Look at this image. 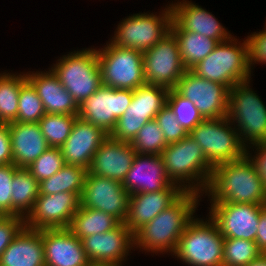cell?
Here are the masks:
<instances>
[{
    "instance_id": "ac0fdd59",
    "label": "cell",
    "mask_w": 266,
    "mask_h": 266,
    "mask_svg": "<svg viewBox=\"0 0 266 266\" xmlns=\"http://www.w3.org/2000/svg\"><path fill=\"white\" fill-rule=\"evenodd\" d=\"M81 242L91 264L122 266L134 249V234L120 223L111 231L87 236Z\"/></svg>"
},
{
    "instance_id": "9a60e30c",
    "label": "cell",
    "mask_w": 266,
    "mask_h": 266,
    "mask_svg": "<svg viewBox=\"0 0 266 266\" xmlns=\"http://www.w3.org/2000/svg\"><path fill=\"white\" fill-rule=\"evenodd\" d=\"M81 206L98 209L124 223L128 215L130 194L122 183L87 172Z\"/></svg>"
},
{
    "instance_id": "d6a6232c",
    "label": "cell",
    "mask_w": 266,
    "mask_h": 266,
    "mask_svg": "<svg viewBox=\"0 0 266 266\" xmlns=\"http://www.w3.org/2000/svg\"><path fill=\"white\" fill-rule=\"evenodd\" d=\"M78 115L46 113L38 122L49 147L60 148L71 133Z\"/></svg>"
},
{
    "instance_id": "b9f144b4",
    "label": "cell",
    "mask_w": 266,
    "mask_h": 266,
    "mask_svg": "<svg viewBox=\"0 0 266 266\" xmlns=\"http://www.w3.org/2000/svg\"><path fill=\"white\" fill-rule=\"evenodd\" d=\"M246 41L250 71L253 70L252 67L256 63L266 64V31L251 33V35L246 37Z\"/></svg>"
},
{
    "instance_id": "d6986e66",
    "label": "cell",
    "mask_w": 266,
    "mask_h": 266,
    "mask_svg": "<svg viewBox=\"0 0 266 266\" xmlns=\"http://www.w3.org/2000/svg\"><path fill=\"white\" fill-rule=\"evenodd\" d=\"M108 136L101 127L77 118L69 137L60 147L65 164L88 170L95 152Z\"/></svg>"
},
{
    "instance_id": "cb8c5ba5",
    "label": "cell",
    "mask_w": 266,
    "mask_h": 266,
    "mask_svg": "<svg viewBox=\"0 0 266 266\" xmlns=\"http://www.w3.org/2000/svg\"><path fill=\"white\" fill-rule=\"evenodd\" d=\"M172 20L182 29L188 32L198 33L223 42L233 35L214 17L212 13L191 1H178L170 4Z\"/></svg>"
},
{
    "instance_id": "ba28073f",
    "label": "cell",
    "mask_w": 266,
    "mask_h": 266,
    "mask_svg": "<svg viewBox=\"0 0 266 266\" xmlns=\"http://www.w3.org/2000/svg\"><path fill=\"white\" fill-rule=\"evenodd\" d=\"M102 85L116 89L135 90L146 83L143 52L121 48L111 42L96 49Z\"/></svg>"
},
{
    "instance_id": "74e56055",
    "label": "cell",
    "mask_w": 266,
    "mask_h": 266,
    "mask_svg": "<svg viewBox=\"0 0 266 266\" xmlns=\"http://www.w3.org/2000/svg\"><path fill=\"white\" fill-rule=\"evenodd\" d=\"M65 165L60 148L49 147L26 169L41 182L50 178Z\"/></svg>"
},
{
    "instance_id": "9c48e42d",
    "label": "cell",
    "mask_w": 266,
    "mask_h": 266,
    "mask_svg": "<svg viewBox=\"0 0 266 266\" xmlns=\"http://www.w3.org/2000/svg\"><path fill=\"white\" fill-rule=\"evenodd\" d=\"M232 126L227 116L203 119L188 134L202 148L213 167L220 163L239 160L246 155V147L240 141L238 131Z\"/></svg>"
},
{
    "instance_id": "f546056e",
    "label": "cell",
    "mask_w": 266,
    "mask_h": 266,
    "mask_svg": "<svg viewBox=\"0 0 266 266\" xmlns=\"http://www.w3.org/2000/svg\"><path fill=\"white\" fill-rule=\"evenodd\" d=\"M120 222L113 216L98 209L80 205L68 229L80 240L93 234H101L116 228Z\"/></svg>"
},
{
    "instance_id": "d4e9b609",
    "label": "cell",
    "mask_w": 266,
    "mask_h": 266,
    "mask_svg": "<svg viewBox=\"0 0 266 266\" xmlns=\"http://www.w3.org/2000/svg\"><path fill=\"white\" fill-rule=\"evenodd\" d=\"M25 74L42 100L45 113L78 115L79 105L63 87L52 69L35 73L28 71Z\"/></svg>"
},
{
    "instance_id": "484cf974",
    "label": "cell",
    "mask_w": 266,
    "mask_h": 266,
    "mask_svg": "<svg viewBox=\"0 0 266 266\" xmlns=\"http://www.w3.org/2000/svg\"><path fill=\"white\" fill-rule=\"evenodd\" d=\"M11 136L13 164L18 168H27L49 145L41 132L39 123H8Z\"/></svg>"
},
{
    "instance_id": "bcb514c9",
    "label": "cell",
    "mask_w": 266,
    "mask_h": 266,
    "mask_svg": "<svg viewBox=\"0 0 266 266\" xmlns=\"http://www.w3.org/2000/svg\"><path fill=\"white\" fill-rule=\"evenodd\" d=\"M246 266H266V254L262 253L258 258L252 260Z\"/></svg>"
},
{
    "instance_id": "30bf717a",
    "label": "cell",
    "mask_w": 266,
    "mask_h": 266,
    "mask_svg": "<svg viewBox=\"0 0 266 266\" xmlns=\"http://www.w3.org/2000/svg\"><path fill=\"white\" fill-rule=\"evenodd\" d=\"M167 7V8H166ZM159 15L137 13L123 19L117 26L110 42L121 48L144 52L168 33L172 24L171 6H166Z\"/></svg>"
},
{
    "instance_id": "52a82bcc",
    "label": "cell",
    "mask_w": 266,
    "mask_h": 266,
    "mask_svg": "<svg viewBox=\"0 0 266 266\" xmlns=\"http://www.w3.org/2000/svg\"><path fill=\"white\" fill-rule=\"evenodd\" d=\"M57 62L50 69L78 105L102 86L96 49L69 52Z\"/></svg>"
},
{
    "instance_id": "4fadbf2b",
    "label": "cell",
    "mask_w": 266,
    "mask_h": 266,
    "mask_svg": "<svg viewBox=\"0 0 266 266\" xmlns=\"http://www.w3.org/2000/svg\"><path fill=\"white\" fill-rule=\"evenodd\" d=\"M133 99V90L102 85L79 105L78 118L110 134Z\"/></svg>"
},
{
    "instance_id": "e575fe53",
    "label": "cell",
    "mask_w": 266,
    "mask_h": 266,
    "mask_svg": "<svg viewBox=\"0 0 266 266\" xmlns=\"http://www.w3.org/2000/svg\"><path fill=\"white\" fill-rule=\"evenodd\" d=\"M131 145L136 153L146 155H161L167 146L163 131L155 119L143 125Z\"/></svg>"
},
{
    "instance_id": "8992f818",
    "label": "cell",
    "mask_w": 266,
    "mask_h": 266,
    "mask_svg": "<svg viewBox=\"0 0 266 266\" xmlns=\"http://www.w3.org/2000/svg\"><path fill=\"white\" fill-rule=\"evenodd\" d=\"M249 84L250 80L229 89L227 114L245 147L266 143V106Z\"/></svg>"
},
{
    "instance_id": "8fae6325",
    "label": "cell",
    "mask_w": 266,
    "mask_h": 266,
    "mask_svg": "<svg viewBox=\"0 0 266 266\" xmlns=\"http://www.w3.org/2000/svg\"><path fill=\"white\" fill-rule=\"evenodd\" d=\"M168 89L152 84H143L133 90V99L125 113L117 119L109 134L114 140L132 142L139 130L167 104Z\"/></svg>"
},
{
    "instance_id": "6da1fadb",
    "label": "cell",
    "mask_w": 266,
    "mask_h": 266,
    "mask_svg": "<svg viewBox=\"0 0 266 266\" xmlns=\"http://www.w3.org/2000/svg\"><path fill=\"white\" fill-rule=\"evenodd\" d=\"M201 194L185 191L172 205L134 233V248L151 253L175 252L188 223L195 217Z\"/></svg>"
},
{
    "instance_id": "f6af8a7d",
    "label": "cell",
    "mask_w": 266,
    "mask_h": 266,
    "mask_svg": "<svg viewBox=\"0 0 266 266\" xmlns=\"http://www.w3.org/2000/svg\"><path fill=\"white\" fill-rule=\"evenodd\" d=\"M255 243L258 249L266 254V205L261 209Z\"/></svg>"
},
{
    "instance_id": "4dcf8cb0",
    "label": "cell",
    "mask_w": 266,
    "mask_h": 266,
    "mask_svg": "<svg viewBox=\"0 0 266 266\" xmlns=\"http://www.w3.org/2000/svg\"><path fill=\"white\" fill-rule=\"evenodd\" d=\"M87 172L84 167L65 164L53 176L39 182V195L71 192L81 198Z\"/></svg>"
},
{
    "instance_id": "44dd1931",
    "label": "cell",
    "mask_w": 266,
    "mask_h": 266,
    "mask_svg": "<svg viewBox=\"0 0 266 266\" xmlns=\"http://www.w3.org/2000/svg\"><path fill=\"white\" fill-rule=\"evenodd\" d=\"M122 185L132 195L165 190L169 185L177 184L168 178L161 155L136 153Z\"/></svg>"
},
{
    "instance_id": "1f68e13d",
    "label": "cell",
    "mask_w": 266,
    "mask_h": 266,
    "mask_svg": "<svg viewBox=\"0 0 266 266\" xmlns=\"http://www.w3.org/2000/svg\"><path fill=\"white\" fill-rule=\"evenodd\" d=\"M26 80L25 73H0V123L17 119L20 88Z\"/></svg>"
},
{
    "instance_id": "7dc6e473",
    "label": "cell",
    "mask_w": 266,
    "mask_h": 266,
    "mask_svg": "<svg viewBox=\"0 0 266 266\" xmlns=\"http://www.w3.org/2000/svg\"><path fill=\"white\" fill-rule=\"evenodd\" d=\"M91 266H121V265L91 264Z\"/></svg>"
},
{
    "instance_id": "7a4b0ae2",
    "label": "cell",
    "mask_w": 266,
    "mask_h": 266,
    "mask_svg": "<svg viewBox=\"0 0 266 266\" xmlns=\"http://www.w3.org/2000/svg\"><path fill=\"white\" fill-rule=\"evenodd\" d=\"M205 193L210 203L266 205V188L246 155L216 165Z\"/></svg>"
},
{
    "instance_id": "7bdbcfd3",
    "label": "cell",
    "mask_w": 266,
    "mask_h": 266,
    "mask_svg": "<svg viewBox=\"0 0 266 266\" xmlns=\"http://www.w3.org/2000/svg\"><path fill=\"white\" fill-rule=\"evenodd\" d=\"M252 146L257 151L254 156L249 151ZM246 156L255 166L256 172L266 188V143H257L246 147Z\"/></svg>"
},
{
    "instance_id": "2e32d148",
    "label": "cell",
    "mask_w": 266,
    "mask_h": 266,
    "mask_svg": "<svg viewBox=\"0 0 266 266\" xmlns=\"http://www.w3.org/2000/svg\"><path fill=\"white\" fill-rule=\"evenodd\" d=\"M80 205L81 199L76 193L39 195L24 218L25 226L36 230L68 228Z\"/></svg>"
},
{
    "instance_id": "4316f807",
    "label": "cell",
    "mask_w": 266,
    "mask_h": 266,
    "mask_svg": "<svg viewBox=\"0 0 266 266\" xmlns=\"http://www.w3.org/2000/svg\"><path fill=\"white\" fill-rule=\"evenodd\" d=\"M0 266H45L42 229L24 226L3 251Z\"/></svg>"
},
{
    "instance_id": "5b68a950",
    "label": "cell",
    "mask_w": 266,
    "mask_h": 266,
    "mask_svg": "<svg viewBox=\"0 0 266 266\" xmlns=\"http://www.w3.org/2000/svg\"><path fill=\"white\" fill-rule=\"evenodd\" d=\"M208 219V220H207ZM224 237L216 223L193 218L182 233L173 256L190 266H223Z\"/></svg>"
},
{
    "instance_id": "ffe728a7",
    "label": "cell",
    "mask_w": 266,
    "mask_h": 266,
    "mask_svg": "<svg viewBox=\"0 0 266 266\" xmlns=\"http://www.w3.org/2000/svg\"><path fill=\"white\" fill-rule=\"evenodd\" d=\"M45 266H91L81 240L68 228L42 229Z\"/></svg>"
},
{
    "instance_id": "e0dca14e",
    "label": "cell",
    "mask_w": 266,
    "mask_h": 266,
    "mask_svg": "<svg viewBox=\"0 0 266 266\" xmlns=\"http://www.w3.org/2000/svg\"><path fill=\"white\" fill-rule=\"evenodd\" d=\"M265 205L211 203L209 216L224 238L255 241L261 209Z\"/></svg>"
},
{
    "instance_id": "60d3db41",
    "label": "cell",
    "mask_w": 266,
    "mask_h": 266,
    "mask_svg": "<svg viewBox=\"0 0 266 266\" xmlns=\"http://www.w3.org/2000/svg\"><path fill=\"white\" fill-rule=\"evenodd\" d=\"M24 226V217L0 216V258L3 251Z\"/></svg>"
},
{
    "instance_id": "7c38bea8",
    "label": "cell",
    "mask_w": 266,
    "mask_h": 266,
    "mask_svg": "<svg viewBox=\"0 0 266 266\" xmlns=\"http://www.w3.org/2000/svg\"><path fill=\"white\" fill-rule=\"evenodd\" d=\"M144 75L147 84L175 89L185 71L178 41L170 32L157 44L143 52Z\"/></svg>"
},
{
    "instance_id": "277c9868",
    "label": "cell",
    "mask_w": 266,
    "mask_h": 266,
    "mask_svg": "<svg viewBox=\"0 0 266 266\" xmlns=\"http://www.w3.org/2000/svg\"><path fill=\"white\" fill-rule=\"evenodd\" d=\"M201 78L217 82L231 89L234 85L251 80L246 39L238 42L232 36L218 43L215 49L190 69Z\"/></svg>"
},
{
    "instance_id": "836d02e7",
    "label": "cell",
    "mask_w": 266,
    "mask_h": 266,
    "mask_svg": "<svg viewBox=\"0 0 266 266\" xmlns=\"http://www.w3.org/2000/svg\"><path fill=\"white\" fill-rule=\"evenodd\" d=\"M261 254L255 241L224 238L223 266H246Z\"/></svg>"
},
{
    "instance_id": "d590c367",
    "label": "cell",
    "mask_w": 266,
    "mask_h": 266,
    "mask_svg": "<svg viewBox=\"0 0 266 266\" xmlns=\"http://www.w3.org/2000/svg\"><path fill=\"white\" fill-rule=\"evenodd\" d=\"M42 100L26 80L20 88L17 119L14 122L38 123L45 115Z\"/></svg>"
},
{
    "instance_id": "f35d334b",
    "label": "cell",
    "mask_w": 266,
    "mask_h": 266,
    "mask_svg": "<svg viewBox=\"0 0 266 266\" xmlns=\"http://www.w3.org/2000/svg\"><path fill=\"white\" fill-rule=\"evenodd\" d=\"M155 120L163 131L166 144L178 142L189 134L176 120L174 112L168 104L155 116Z\"/></svg>"
},
{
    "instance_id": "f1b7e54d",
    "label": "cell",
    "mask_w": 266,
    "mask_h": 266,
    "mask_svg": "<svg viewBox=\"0 0 266 266\" xmlns=\"http://www.w3.org/2000/svg\"><path fill=\"white\" fill-rule=\"evenodd\" d=\"M11 216L26 217L39 196V182L26 168H19L13 175Z\"/></svg>"
},
{
    "instance_id": "5bb4252c",
    "label": "cell",
    "mask_w": 266,
    "mask_h": 266,
    "mask_svg": "<svg viewBox=\"0 0 266 266\" xmlns=\"http://www.w3.org/2000/svg\"><path fill=\"white\" fill-rule=\"evenodd\" d=\"M175 90L189 99L204 119H217L228 114L229 89L186 70Z\"/></svg>"
},
{
    "instance_id": "8d00e7d4",
    "label": "cell",
    "mask_w": 266,
    "mask_h": 266,
    "mask_svg": "<svg viewBox=\"0 0 266 266\" xmlns=\"http://www.w3.org/2000/svg\"><path fill=\"white\" fill-rule=\"evenodd\" d=\"M167 104L174 112L176 120L188 133L204 119L194 103L181 96L175 89L168 91Z\"/></svg>"
},
{
    "instance_id": "83f0119b",
    "label": "cell",
    "mask_w": 266,
    "mask_h": 266,
    "mask_svg": "<svg viewBox=\"0 0 266 266\" xmlns=\"http://www.w3.org/2000/svg\"><path fill=\"white\" fill-rule=\"evenodd\" d=\"M170 32L178 41L182 62L187 70L206 58L219 43L210 37L182 30L173 20Z\"/></svg>"
},
{
    "instance_id": "603a6c76",
    "label": "cell",
    "mask_w": 266,
    "mask_h": 266,
    "mask_svg": "<svg viewBox=\"0 0 266 266\" xmlns=\"http://www.w3.org/2000/svg\"><path fill=\"white\" fill-rule=\"evenodd\" d=\"M136 155L130 142L108 136L95 152L88 172L122 183Z\"/></svg>"
},
{
    "instance_id": "ee69618b",
    "label": "cell",
    "mask_w": 266,
    "mask_h": 266,
    "mask_svg": "<svg viewBox=\"0 0 266 266\" xmlns=\"http://www.w3.org/2000/svg\"><path fill=\"white\" fill-rule=\"evenodd\" d=\"M13 164L11 136L7 123H0V165Z\"/></svg>"
},
{
    "instance_id": "3957f363",
    "label": "cell",
    "mask_w": 266,
    "mask_h": 266,
    "mask_svg": "<svg viewBox=\"0 0 266 266\" xmlns=\"http://www.w3.org/2000/svg\"><path fill=\"white\" fill-rule=\"evenodd\" d=\"M161 156L172 183L184 191L197 192L202 196L205 194L214 167L196 141L188 135L178 142L167 144Z\"/></svg>"
},
{
    "instance_id": "7402d4cb",
    "label": "cell",
    "mask_w": 266,
    "mask_h": 266,
    "mask_svg": "<svg viewBox=\"0 0 266 266\" xmlns=\"http://www.w3.org/2000/svg\"><path fill=\"white\" fill-rule=\"evenodd\" d=\"M185 191L179 185L165 190L130 195L126 227L134 234L143 225L172 205Z\"/></svg>"
},
{
    "instance_id": "ab89813d",
    "label": "cell",
    "mask_w": 266,
    "mask_h": 266,
    "mask_svg": "<svg viewBox=\"0 0 266 266\" xmlns=\"http://www.w3.org/2000/svg\"><path fill=\"white\" fill-rule=\"evenodd\" d=\"M18 169L14 164L0 165V216H11L12 180Z\"/></svg>"
}]
</instances>
